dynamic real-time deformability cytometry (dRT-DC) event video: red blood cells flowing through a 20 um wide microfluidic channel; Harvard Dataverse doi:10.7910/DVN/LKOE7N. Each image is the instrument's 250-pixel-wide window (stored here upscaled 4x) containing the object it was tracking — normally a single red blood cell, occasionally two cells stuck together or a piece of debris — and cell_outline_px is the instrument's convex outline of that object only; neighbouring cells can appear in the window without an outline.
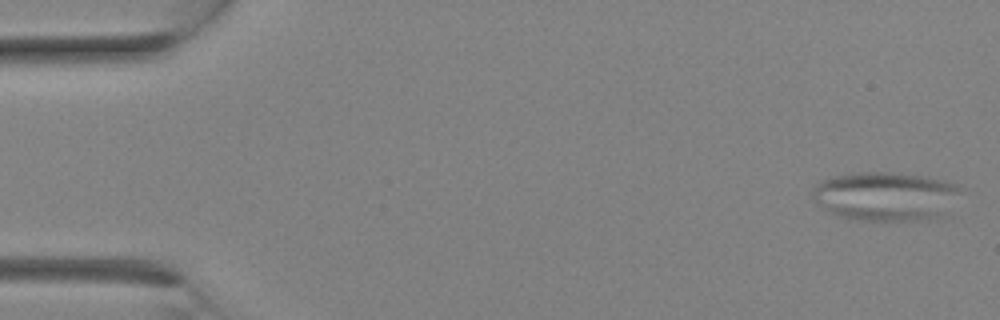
{"species": "Egyptian fruit bat (a non-hibernating species)", "species_latin": "Rousettus aegyptiacus", "temperature_condition": "room temperature", "stored_images_in_passage": 12, "camera_frame_rate_fps": 3000, "um_per_image_px": 0.085, "animal": {"sex": "female"}, "frame": {"image": 1, "passage_image": 1, "time_ms": 0.0, "image_size_px": [1000, 320], "cell_outline_px": [[964, 192], [952, 216], [928, 220], [860, 220], [836, 216], [828, 212], [816, 204], [812, 196], [812, 188], [816, 184], [832, 176], [860, 172], [888, 172], [924, 176], [944, 180], [960, 184], [964, 188]], "centroid_in_image_um": [75.44, 16.7], "position_along_channel_um": 9.6, "area_um2": 43.99}}
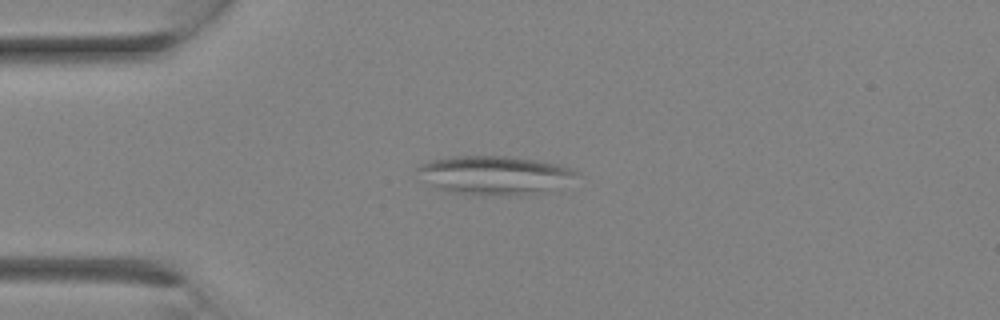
{"frame": {"image": 2, "passage_image": 7, "time_ms": 2.0, "image_size_px": [1000, 320], "cell_outline_px": [[580, 176], [544, 192], [520, 196], [484, 196], [448, 192], [436, 188], [428, 184], [416, 168], [420, 164], [432, 160], [452, 156], [508, 156], [536, 160], [556, 164], [572, 168], [580, 172]], "centroid_in_image_um": [42.05, 14.91], "position_along_channel_um": 43.0, "area_um2": 36.24}}